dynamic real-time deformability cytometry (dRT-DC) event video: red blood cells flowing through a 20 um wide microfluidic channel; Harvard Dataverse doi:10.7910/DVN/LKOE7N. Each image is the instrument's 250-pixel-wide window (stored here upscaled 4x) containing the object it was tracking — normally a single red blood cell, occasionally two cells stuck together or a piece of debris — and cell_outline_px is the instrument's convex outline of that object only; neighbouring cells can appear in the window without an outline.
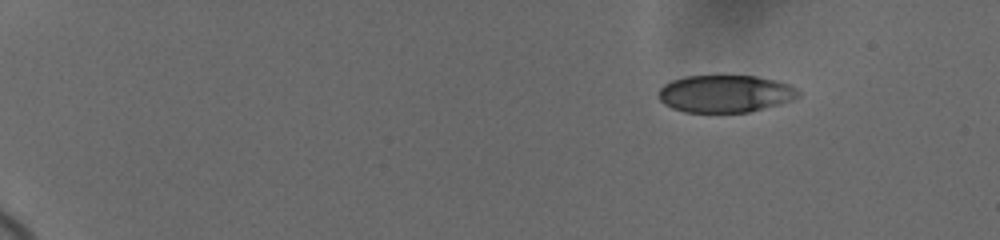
{"species": "human", "species_latin": "Homo sapiens", "temperature_condition": "cold", "stored_images_in_passage": 23, "camera_frame_rate_fps": 3000, "um_per_image_px": 0.085, "donor": {"sex": "female"}, "frame": {"image": 1, "passage_image": 1, "time_ms": 0.0, "image_size_px": [1000, 240], "cell_outline_px": [[800, 96], [792, 100], [780, 104], [748, 112], [684, 112], [672, 108], [664, 104], [656, 96], [660, 88], [664, 84], [672, 80], [684, 76], [756, 76], [776, 80], [788, 84], [796, 88], [800, 92]], "centroid_in_image_um": [61.63, 7.96], "position_along_channel_um": 23.4, "area_um2": 30.58}}
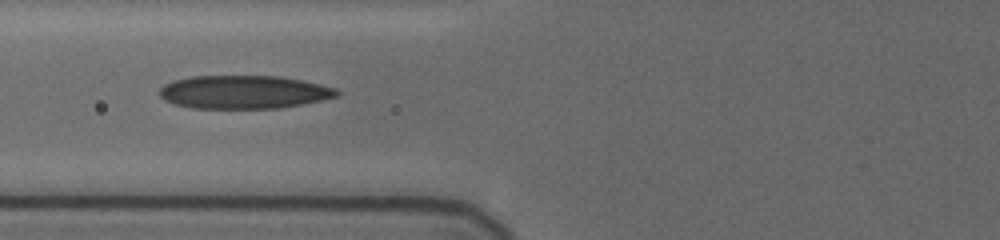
{"frame": {"image": 2, "passage_image": 17, "time_ms": 6.0, "image_size_px": [1000, 240], "cell_outline_px": [[340, 92], [336, 96], [320, 100], [280, 108], [192, 108], [176, 104], [164, 100], [160, 96], [160, 88], [164, 84], [172, 80], [192, 76], [280, 76], [300, 80], [336, 88]], "centroid_in_image_um": [20.68, 7.82], "position_along_channel_um": 105.1, "area_um2": 34.16}}
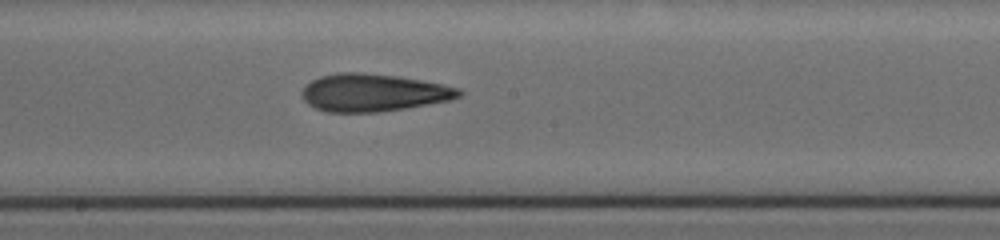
{"frame": {"image": 3, "passage_image": 23, "time_ms": 9.0, "image_size_px": [1000, 240], "cell_outline_px": [[464, 92], [460, 96], [452, 100], [380, 112], [328, 112], [316, 108], [308, 104], [300, 96], [300, 92], [304, 84], [320, 76], [340, 72], [360, 72], [400, 76], [460, 88]], "centroid_in_image_um": [31.7, 7.87], "position_along_channel_um": 216.5, "area_um2": 34.62}}